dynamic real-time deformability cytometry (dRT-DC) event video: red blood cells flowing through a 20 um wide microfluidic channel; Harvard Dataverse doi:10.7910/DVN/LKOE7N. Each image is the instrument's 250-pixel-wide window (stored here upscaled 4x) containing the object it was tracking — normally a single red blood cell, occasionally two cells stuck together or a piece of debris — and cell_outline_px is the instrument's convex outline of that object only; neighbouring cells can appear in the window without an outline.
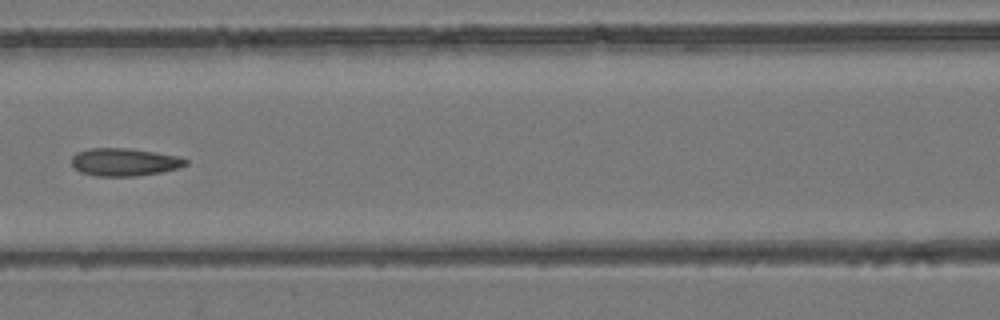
{"species": "common noctule bat (a hibernating species)", "species_latin": "Nyctalus noctula", "temperature_condition": "room temperature", "stored_images_in_passage": 7, "camera_frame_rate_fps": 3000, "um_per_image_px": 0.085, "animal": {"sex": "female", "body_mass_g": 24.6, "forearm_length_mm": 56.2}, "frame": {"image": 1, "passage_image": 7, "time_ms": 6.667, "image_size_px": [1000, 320], "cell_outline_px": [[188, 164], [180, 168], [160, 172], [136, 176], [96, 176], [80, 172], [72, 164], [72, 156], [76, 152], [92, 148], [128, 148], [180, 156], [188, 160]], "centroid_in_image_um": [10.6, 13.77], "position_along_channel_um": 156.0, "area_um2": 18.5}}